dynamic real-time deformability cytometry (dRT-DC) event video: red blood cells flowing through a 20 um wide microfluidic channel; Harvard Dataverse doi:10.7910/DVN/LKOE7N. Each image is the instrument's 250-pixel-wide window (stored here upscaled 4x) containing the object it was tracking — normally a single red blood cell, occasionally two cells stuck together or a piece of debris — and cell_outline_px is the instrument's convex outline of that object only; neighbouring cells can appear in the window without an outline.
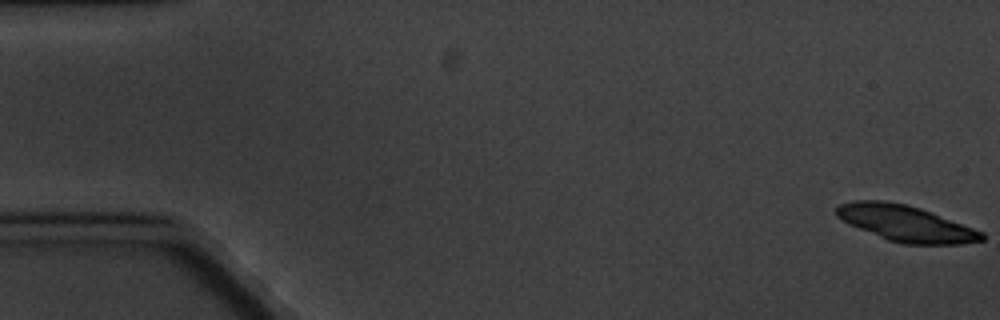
{"species": "common noctule bat (a hibernating species)", "species_latin": "Nyctalus noctula", "temperature_condition": "cold", "stored_images_in_passage": 6, "camera_frame_rate_fps": 3000, "um_per_image_px": 0.085, "animal": {"sex": "male", "body_mass_g": 20.1, "forearm_length_mm": 53.5}, "frame": {"image": 1, "passage_image": 1, "time_ms": 0.0, "image_size_px": [1000, 320], "cell_outline_px": [[984, 240], [960, 244], [904, 244], [888, 240], [848, 224], [836, 216], [836, 208], [840, 204], [852, 200], [884, 200], [904, 204], [920, 208], [984, 232]], "centroid_in_image_um": [76.96, 18.98], "position_along_channel_um": 8.0, "area_um2": 30.35}}